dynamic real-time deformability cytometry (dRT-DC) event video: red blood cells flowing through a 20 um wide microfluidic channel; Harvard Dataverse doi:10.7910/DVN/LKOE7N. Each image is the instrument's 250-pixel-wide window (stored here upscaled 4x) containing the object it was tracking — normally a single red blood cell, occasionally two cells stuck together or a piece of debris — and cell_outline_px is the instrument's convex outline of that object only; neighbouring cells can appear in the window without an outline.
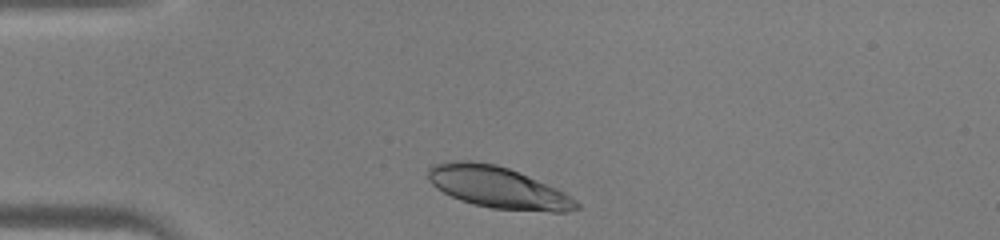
{"species": "human", "species_latin": "Homo sapiens", "temperature_condition": "warm", "stored_images_in_passage": 29, "camera_frame_rate_fps": 3000, "um_per_image_px": 0.085, "donor": {"sex": "male"}, "frame": {"image": 1, "passage_image": 2, "time_ms": 0.333, "image_size_px": [1000, 240], "cell_outline_px": [[580, 208], [568, 212], [552, 212], [492, 208], [472, 204], [460, 200], [436, 188], [428, 180], [428, 168], [432, 164], [460, 160], [472, 160], [496, 164], [508, 168], [528, 176], [556, 188], [564, 192], [576, 200], [580, 204]], "centroid_in_image_um": [42.32, 15.93], "position_along_channel_um": 42.7, "area_um2": 35.89}}
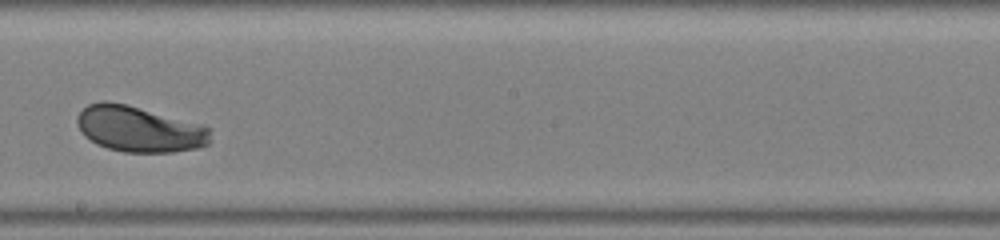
{"frame": {"image": 2, "passage_image": 17, "time_ms": 5.333, "image_size_px": [1000, 240], "cell_outline_px": [[212, 140], [208, 144], [200, 148], [172, 152], [124, 152], [108, 148], [96, 144], [84, 136], [76, 120], [76, 116], [88, 104], [100, 100], [104, 100], [124, 104], [204, 124], [208, 128]], "centroid_in_image_um": [11.85, 10.97], "position_along_channel_um": 236.3, "area_um2": 35.72}}
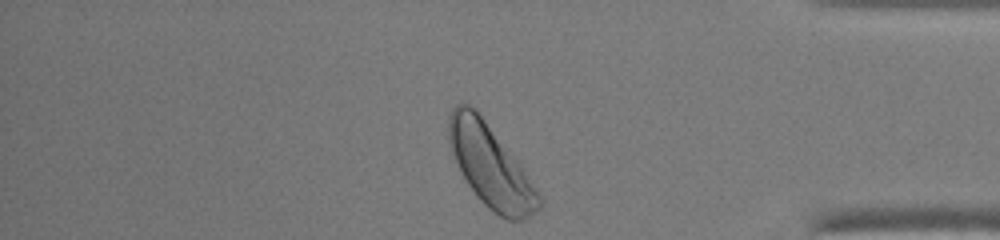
{"frame": {"image": 3, "passage_image": 29, "time_ms": 9.333, "image_size_px": [1000, 240], "cell_outline_px": [[544, 200], [540, 208], [524, 220], [508, 220], [492, 212], [476, 196], [460, 172], [452, 152], [448, 140], [448, 116], [452, 108], [456, 104], [468, 104], [476, 108], [520, 164]], "centroid_in_image_um": [41.69, 14.11], "position_along_channel_um": 393.5, "area_um2": 43.23}}